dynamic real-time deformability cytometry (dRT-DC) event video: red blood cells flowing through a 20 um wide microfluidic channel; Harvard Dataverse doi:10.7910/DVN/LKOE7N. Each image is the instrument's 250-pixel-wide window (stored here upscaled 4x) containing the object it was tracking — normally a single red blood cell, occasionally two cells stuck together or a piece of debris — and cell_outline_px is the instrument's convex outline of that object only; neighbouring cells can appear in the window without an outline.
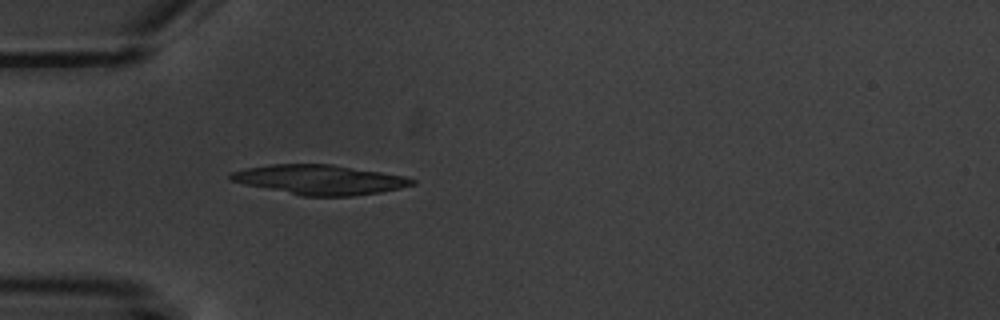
{"species": "common noctule bat (a hibernating species)", "species_latin": "Nyctalus noctula", "temperature_condition": "warm", "stored_images_in_passage": 4, "camera_frame_rate_fps": 3000, "um_per_image_px": 0.085, "animal": {"sex": "male", "body_mass_g": 20.1, "forearm_length_mm": 53.5}, "frame": {"image": 1, "passage_image": 4, "time_ms": 4.333, "image_size_px": [1000, 320], "cell_outline_px": [[416, 184], [400, 188], [380, 192], [352, 196], [304, 196], [244, 184], [232, 180], [228, 176], [232, 172], [248, 168], [268, 164], [332, 164], [404, 176], [416, 180]], "centroid_in_image_um": [27.2, 15.27], "position_along_channel_um": 57.8, "area_um2": 31.1}}